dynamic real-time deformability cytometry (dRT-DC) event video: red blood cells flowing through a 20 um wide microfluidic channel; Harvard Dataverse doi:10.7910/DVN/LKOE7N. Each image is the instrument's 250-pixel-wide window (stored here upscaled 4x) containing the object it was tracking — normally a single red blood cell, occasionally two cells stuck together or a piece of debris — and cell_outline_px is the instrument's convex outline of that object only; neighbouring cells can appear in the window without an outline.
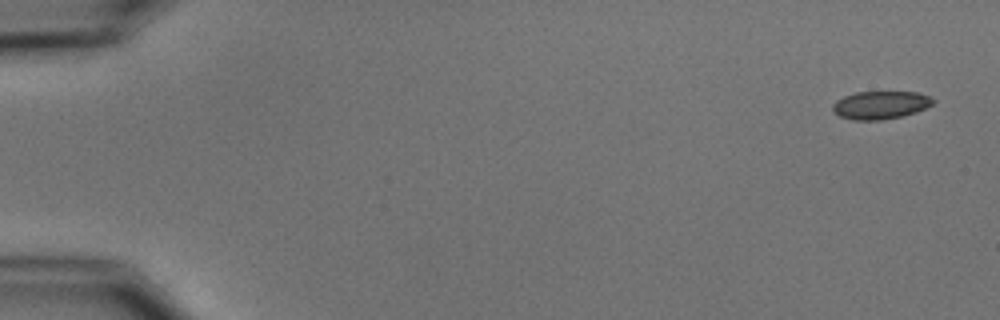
{"species": "common noctule bat (a hibernating species)", "species_latin": "Nyctalus noctula", "temperature_condition": "cold", "stored_images_in_passage": 5, "camera_frame_rate_fps": 3000, "um_per_image_px": 0.085, "animal": {"sex": "male", "body_mass_g": 15.6}, "frame": {"image": 1, "passage_image": 1, "time_ms": 0.0, "image_size_px": [1000, 320], "cell_outline_px": [[936, 100], [932, 104], [916, 112], [900, 116], [880, 120], [852, 120], [840, 116], [832, 108], [832, 104], [836, 100], [844, 96], [856, 92], [916, 92], [928, 96]], "centroid_in_image_um": [74.82, 8.92], "position_along_channel_um": 10.2, "area_um2": 16.18}}
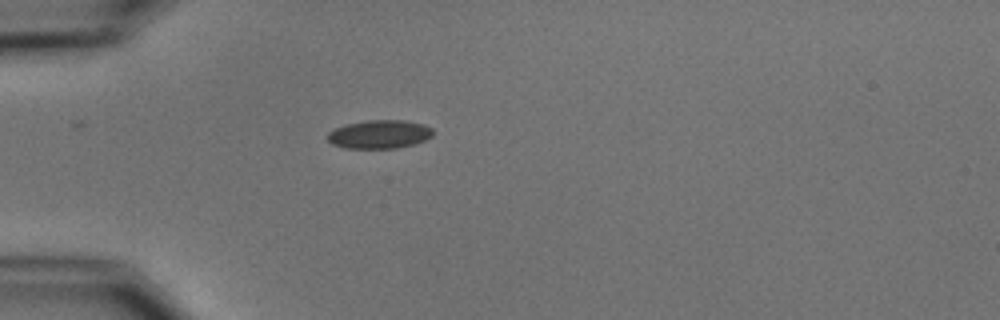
{"frame": {"image": 2, "passage_image": 5, "time_ms": 4.667, "image_size_px": [1000, 320], "cell_outline_px": [[432, 136], [416, 144], [396, 148], [344, 148], [332, 144], [328, 140], [328, 132], [344, 124], [368, 120], [404, 120], [424, 124], [432, 128]], "centroid_in_image_um": [32.25, 11.41], "position_along_channel_um": 52.7, "area_um2": 17.57}}